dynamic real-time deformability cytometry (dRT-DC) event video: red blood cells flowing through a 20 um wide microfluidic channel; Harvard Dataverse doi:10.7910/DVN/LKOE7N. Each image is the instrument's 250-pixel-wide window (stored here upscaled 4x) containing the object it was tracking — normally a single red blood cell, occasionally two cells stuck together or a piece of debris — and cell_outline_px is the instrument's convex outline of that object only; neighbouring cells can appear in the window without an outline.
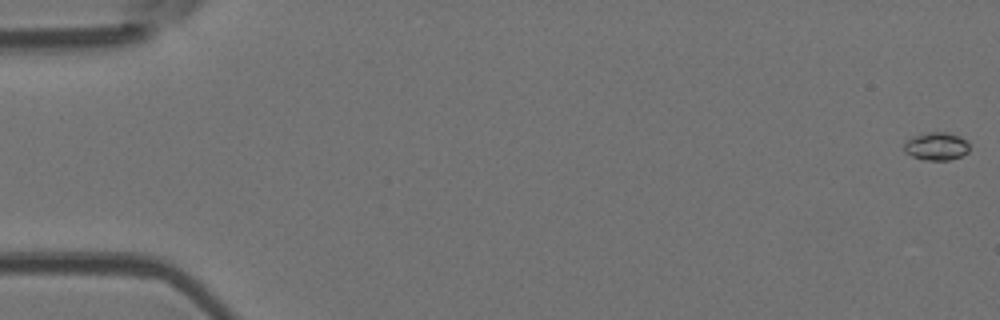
{"species": "Egyptian fruit bat (a non-hibernating species)", "species_latin": "Rousettus aegyptiacus", "temperature_condition": "room temperature", "stored_images_in_passage": 12, "camera_frame_rate_fps": 3000, "um_per_image_px": 0.085, "animal": {"sex": "female"}, "frame": {"image": 1, "passage_image": 1, "time_ms": 0.0, "image_size_px": [1000, 320], "cell_outline_px": [[968, 152], [960, 156], [948, 160], [924, 160], [912, 156], [904, 152], [904, 144], [908, 140], [916, 136], [928, 132], [948, 132], [960, 136], [968, 144]], "centroid_in_image_um": [79.59, 12.44], "position_along_channel_um": 5.4, "area_um2": 10.46}}